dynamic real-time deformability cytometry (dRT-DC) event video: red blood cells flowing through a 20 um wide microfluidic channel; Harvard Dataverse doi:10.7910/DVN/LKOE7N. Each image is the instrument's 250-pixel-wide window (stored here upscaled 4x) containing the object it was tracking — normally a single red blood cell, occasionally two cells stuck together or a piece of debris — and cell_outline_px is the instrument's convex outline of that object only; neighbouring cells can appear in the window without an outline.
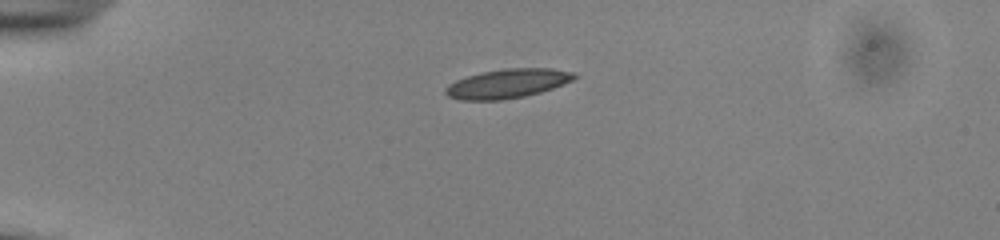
{"species": "common noctule bat (a hibernating species)", "species_latin": "Nyctalus noctula", "temperature_condition": "cold", "stored_images_in_passage": 16, "camera_frame_rate_fps": 3000, "um_per_image_px": 0.085, "animal": {"sex": "male", "body_mass_g": 13.0, "forearm_length_mm": 53.1}, "frame": {"image": 1, "passage_image": 1, "time_ms": 0.0, "image_size_px": [1000, 240], "cell_outline_px": [[580, 76], [572, 80], [552, 88], [540, 92], [524, 96], [500, 100], [460, 100], [448, 96], [444, 92], [444, 88], [448, 84], [456, 80], [468, 76], [484, 72], [504, 68], [552, 68], [576, 72]], "centroid_in_image_um": [43.15, 7.09], "position_along_channel_um": 41.8, "area_um2": 21.91}}
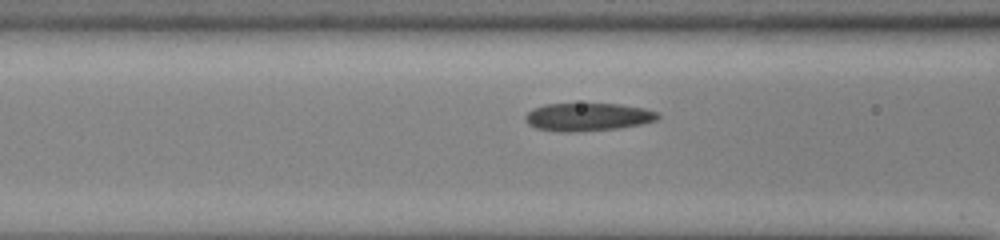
{"frame": {"image": 2, "passage_image": 10, "time_ms": 3.0, "image_size_px": [1000, 240], "cell_outline_px": [[660, 116], [656, 120], [640, 124], [620, 128], [576, 132], [560, 132], [536, 128], [528, 124], [524, 120], [524, 116], [532, 108], [544, 104], [620, 104], [644, 108], [656, 112]], "centroid_in_image_um": [49.92, 9.94], "position_along_channel_um": 116.7, "area_um2": 21.68}}
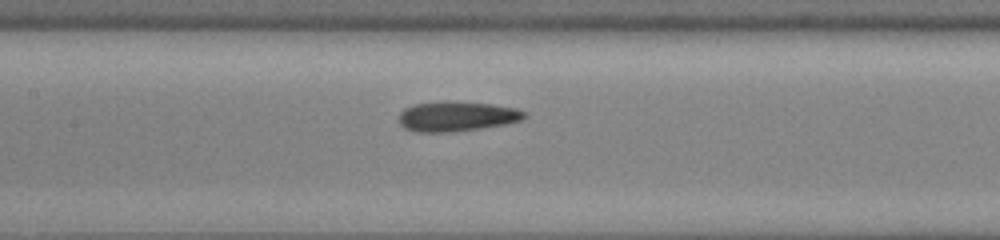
{"frame": {"image": 3, "passage_image": 14, "time_ms": 4.333, "image_size_px": [1000, 240], "cell_outline_px": [[528, 116], [524, 120], [504, 124], [480, 128], [448, 132], [416, 132], [404, 128], [400, 124], [400, 112], [404, 108], [416, 104], [444, 100], [492, 104], [516, 108], [528, 112]], "centroid_in_image_um": [38.86, 9.88], "position_along_channel_um": 168.5, "area_um2": 22.08}}